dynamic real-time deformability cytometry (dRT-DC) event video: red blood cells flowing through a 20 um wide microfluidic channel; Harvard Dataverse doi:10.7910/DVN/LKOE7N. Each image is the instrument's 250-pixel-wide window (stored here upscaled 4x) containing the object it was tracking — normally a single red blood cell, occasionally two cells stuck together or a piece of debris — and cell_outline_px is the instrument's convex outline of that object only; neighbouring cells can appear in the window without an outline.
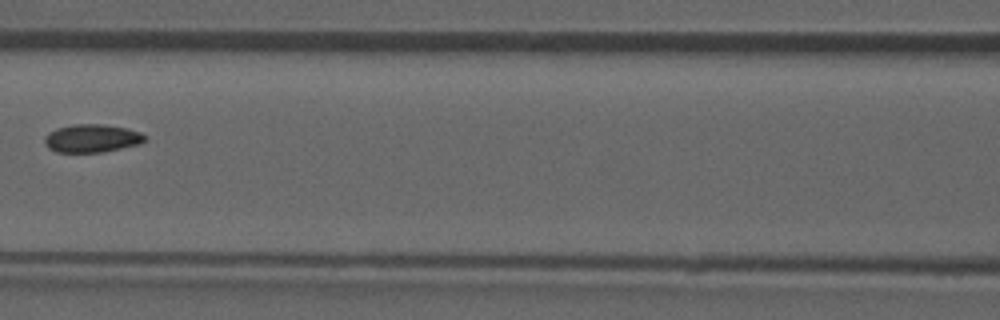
{"species": "common noctule bat (a hibernating species)", "species_latin": "Nyctalus noctula", "temperature_condition": "room temperature", "stored_images_in_passage": 4, "camera_frame_rate_fps": 3000, "um_per_image_px": 0.085, "animal": {"sex": "male", "forearm_length_mm": 52.5}, "frame": {"image": 1, "passage_image": 3, "time_ms": 2.667, "image_size_px": [1000, 320], "cell_outline_px": [[144, 140], [140, 144], [104, 152], [56, 152], [48, 148], [44, 144], [44, 136], [48, 132], [56, 128], [72, 124], [104, 124], [128, 128], [140, 132], [144, 136]], "centroid_in_image_um": [7.77, 11.75], "position_along_channel_um": 158.8, "area_um2": 16.59}}